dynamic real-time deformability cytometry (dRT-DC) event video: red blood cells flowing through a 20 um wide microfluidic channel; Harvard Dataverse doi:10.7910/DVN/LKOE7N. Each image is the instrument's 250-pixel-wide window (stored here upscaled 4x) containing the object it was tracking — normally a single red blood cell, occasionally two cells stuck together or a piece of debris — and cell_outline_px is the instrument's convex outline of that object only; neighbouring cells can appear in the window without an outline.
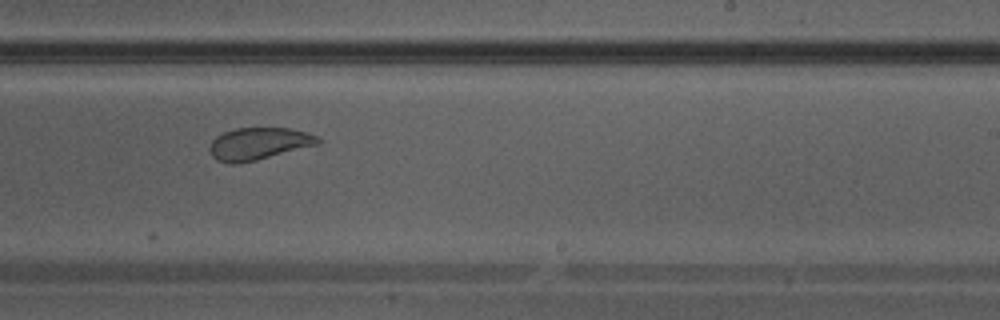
{"species": "Egyptian fruit bat (a non-hibernating species)", "species_latin": "Rousettus aegyptiacus", "temperature_condition": "warm", "stored_images_in_passage": 29, "camera_frame_rate_fps": 3000, "um_per_image_px": 0.085, "animal": {"sex": "male"}, "frame": {"image": 1, "passage_image": 14, "time_ms": 4.333, "image_size_px": [1000, 320], "cell_outline_px": [[320, 144], [256, 160], [236, 164], [232, 164], [216, 160], [212, 156], [208, 148], [212, 140], [216, 136], [224, 132], [236, 128], [288, 128], [308, 132], [316, 136], [320, 140]], "centroid_in_image_um": [21.97, 12.21], "position_along_channel_um": 267.0, "area_um2": 20.35}}